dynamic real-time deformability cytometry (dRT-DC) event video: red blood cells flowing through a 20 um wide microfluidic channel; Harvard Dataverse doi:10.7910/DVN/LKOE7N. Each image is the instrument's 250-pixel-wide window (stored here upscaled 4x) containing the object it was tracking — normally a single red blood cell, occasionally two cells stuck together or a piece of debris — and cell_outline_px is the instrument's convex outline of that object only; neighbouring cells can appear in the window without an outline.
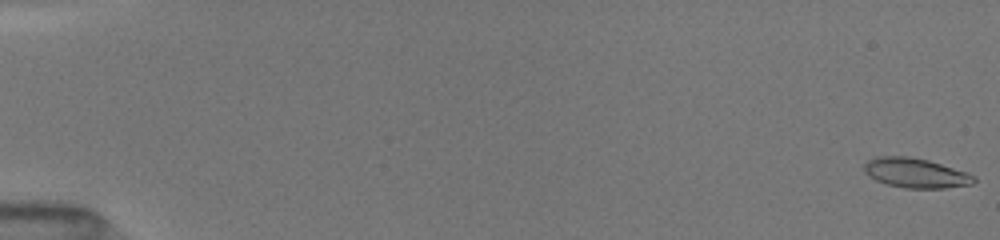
{"species": "common noctule bat (a hibernating species)", "species_latin": "Nyctalus noctula", "temperature_condition": "room temperature", "stored_images_in_passage": 37, "camera_frame_rate_fps": 3000, "um_per_image_px": 0.085, "animal": {"sex": "female", "body_mass_g": 19.5, "forearm_length_mm": 54.1}, "frame": {"image": 1, "passage_image": 1, "time_ms": 0.0, "image_size_px": [1000, 240], "cell_outline_px": [[976, 180], [972, 184], [944, 188], [904, 188], [888, 184], [876, 180], [868, 176], [864, 172], [864, 164], [868, 160], [876, 156], [908, 156], [928, 160], [968, 172], [976, 176]], "centroid_in_image_um": [77.83, 14.7], "position_along_channel_um": 7.2, "area_um2": 19.07}}